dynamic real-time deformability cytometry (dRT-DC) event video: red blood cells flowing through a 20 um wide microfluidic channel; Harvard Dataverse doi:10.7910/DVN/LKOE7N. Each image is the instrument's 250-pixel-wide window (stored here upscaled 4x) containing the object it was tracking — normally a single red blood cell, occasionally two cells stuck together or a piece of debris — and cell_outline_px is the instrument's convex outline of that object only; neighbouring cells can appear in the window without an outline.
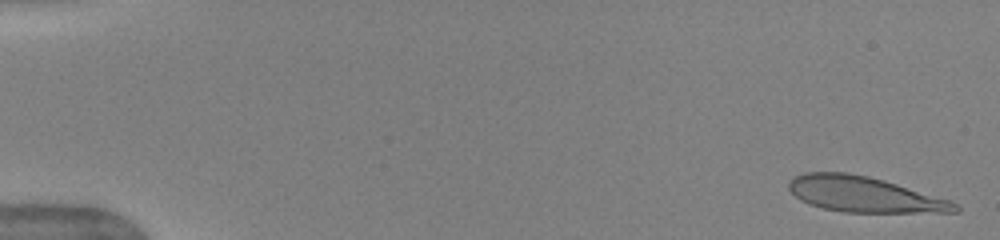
{"species": "human", "species_latin": "Homo sapiens", "temperature_condition": "warm", "stored_images_in_passage": 16, "camera_frame_rate_fps": 3000, "um_per_image_px": 0.085, "donor": {"sex": "female"}, "frame": {"image": 1, "passage_image": 2, "time_ms": 0.333, "image_size_px": [1000, 240], "cell_outline_px": [[960, 212], [844, 212], [824, 208], [808, 204], [800, 200], [788, 188], [788, 184], [796, 176], [804, 172], [848, 172], [868, 176], [884, 180], [948, 200], [956, 204], [960, 208]], "centroid_in_image_um": [73.42, 16.52], "position_along_channel_um": 11.6, "area_um2": 33.99}}
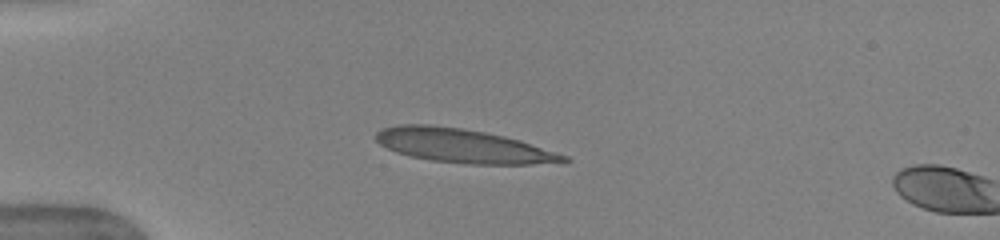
{"frame": {"image": 2, "passage_image": 14, "time_ms": 4.333, "image_size_px": [1000, 240], "cell_outline_px": [[572, 160], [532, 164], [472, 164], [432, 160], [412, 156], [396, 152], [380, 144], [376, 140], [376, 132], [384, 128], [400, 124], [428, 124], [464, 128], [504, 136], [520, 140], [568, 156]], "centroid_in_image_um": [39.33, 12.38], "position_along_channel_um": 45.7, "area_um2": 36.65}}